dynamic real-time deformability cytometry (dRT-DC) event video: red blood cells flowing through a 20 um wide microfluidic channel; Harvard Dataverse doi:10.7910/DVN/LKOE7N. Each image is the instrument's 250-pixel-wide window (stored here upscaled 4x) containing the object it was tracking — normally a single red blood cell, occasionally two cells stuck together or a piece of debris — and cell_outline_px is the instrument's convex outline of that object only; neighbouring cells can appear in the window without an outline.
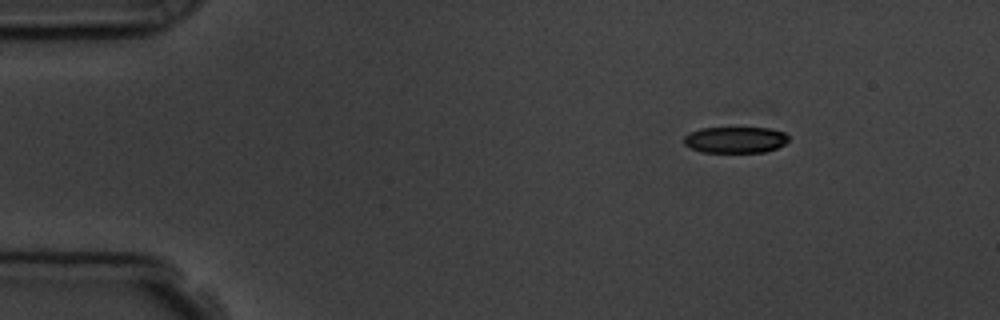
{"species": "common noctule bat (a hibernating species)", "species_latin": "Nyctalus noctula", "temperature_condition": "room temperature", "stored_images_in_passage": 3, "camera_frame_rate_fps": 3000, "um_per_image_px": 0.085, "animal": {"sex": "male", "body_mass_g": 19.5, "forearm_length_mm": 54.6}, "frame": {"image": 1, "passage_image": 1, "time_ms": 0.0, "image_size_px": [1000, 320], "cell_outline_px": [[788, 140], [784, 144], [776, 148], [764, 152], [700, 152], [684, 144], [684, 136], [688, 132], [700, 128], [768, 128], [784, 132], [788, 136]], "centroid_in_image_um": [62.47, 11.88], "position_along_channel_um": 22.5, "area_um2": 16.01}}